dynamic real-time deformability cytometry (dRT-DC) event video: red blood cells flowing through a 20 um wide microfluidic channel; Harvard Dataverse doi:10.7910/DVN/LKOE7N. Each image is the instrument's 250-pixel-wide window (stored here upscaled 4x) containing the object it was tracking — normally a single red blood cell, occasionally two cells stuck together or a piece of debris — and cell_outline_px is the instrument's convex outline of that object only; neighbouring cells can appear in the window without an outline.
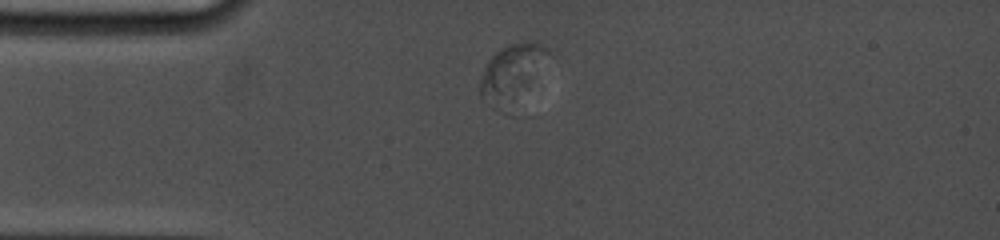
{"species": "common noctule bat (a hibernating species)", "species_latin": "Nyctalus noctula", "temperature_condition": "cold", "stored_images_in_passage": 11, "camera_frame_rate_fps": 5000, "um_per_image_px": 0.085, "animal": {"sex": "female", "body_mass_g": 19.0, "forearm_length_mm": 53.3}, "frame": {"image": 1, "passage_image": 4, "time_ms": 1.8, "image_size_px": [1000, 240], "cell_outline_px": [[548, 52], [500, 92], [480, 92], [480, 80], [484, 68], [488, 60], [496, 52], [512, 44], [536, 44], [548, 48]], "centroid_in_image_um": [43.29, 5.58], "position_along_channel_um": 41.7, "area_um2": 13.87}}
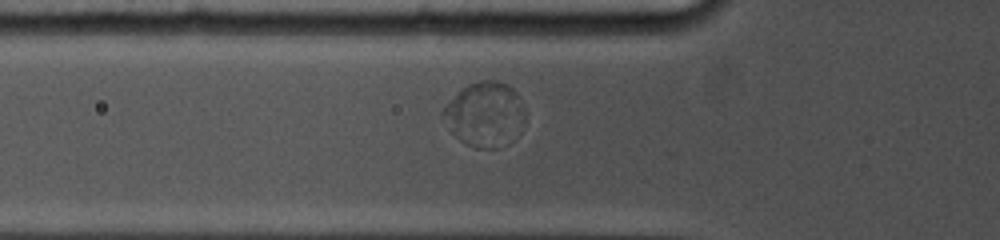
{"frame": {"image": 2, "passage_image": 7, "time_ms": 3.6, "image_size_px": [1000, 240], "cell_outline_px": [[524, 120], [496, 148], [476, 148], [464, 144], [452, 132], [440, 116], [440, 112], [468, 84], [480, 80], [500, 80], [508, 84], [520, 96], [524, 108]], "centroid_in_image_um": [41.16, 9.66], "position_along_channel_um": 84.6, "area_um2": 29.88}}
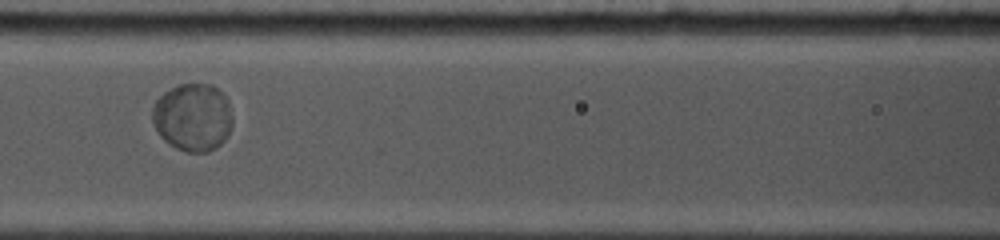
{"frame": {"image": 3, "passage_image": 10, "time_ms": 5.4, "image_size_px": [1000, 240], "cell_outline_px": [[232, 124], [224, 140], [216, 148], [208, 152], [184, 152], [168, 144], [160, 136], [152, 120], [152, 104], [164, 92], [180, 84], [212, 84], [228, 100], [232, 116]], "centroid_in_image_um": [16.37, 9.98], "position_along_channel_um": 150.2, "area_um2": 31.73}}